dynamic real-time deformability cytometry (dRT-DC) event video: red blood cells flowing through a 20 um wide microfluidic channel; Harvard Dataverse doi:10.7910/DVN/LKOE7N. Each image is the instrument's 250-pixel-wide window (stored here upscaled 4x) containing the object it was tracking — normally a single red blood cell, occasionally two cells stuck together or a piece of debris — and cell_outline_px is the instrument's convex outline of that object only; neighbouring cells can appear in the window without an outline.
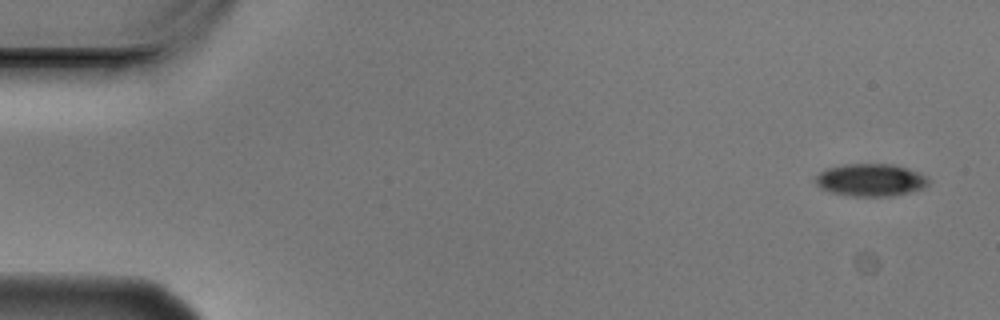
{"species": "Egyptian fruit bat (a non-hibernating species)", "species_latin": "Rousettus aegyptiacus", "temperature_condition": "cold", "stored_images_in_passage": 5, "camera_frame_rate_fps": 3000, "um_per_image_px": 0.085, "animal": {"sex": "male"}, "frame": {"image": 1, "passage_image": 1, "time_ms": 0.0, "image_size_px": [1000, 320], "cell_outline_px": [[932, 180], [924, 188], [892, 196], [852, 196], [832, 192], [820, 188], [812, 180], [820, 172], [828, 168], [844, 164], [892, 164], [908, 168], [920, 172], [928, 176]], "centroid_in_image_um": [74.03, 15.29], "position_along_channel_um": 11.0, "area_um2": 21.62}}
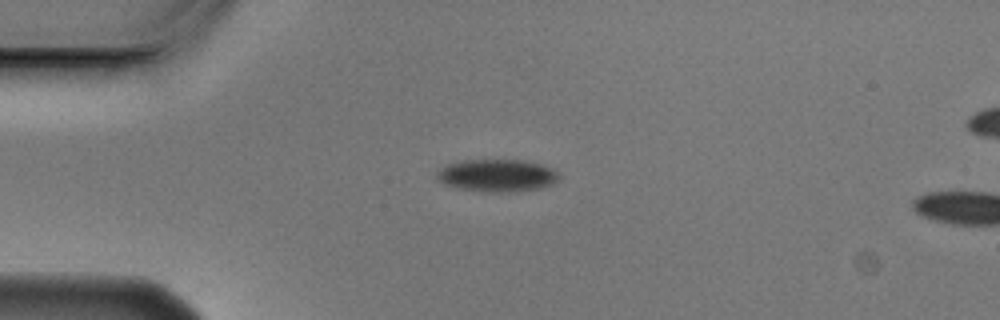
{"frame": {"image": 2, "passage_image": 4, "time_ms": 1.0, "image_size_px": [1000, 320], "cell_outline_px": [[560, 176], [552, 184], [536, 188], [512, 192], [484, 192], [456, 188], [444, 184], [436, 180], [436, 172], [440, 168], [448, 164], [464, 160], [524, 160], [540, 164], [552, 168]], "centroid_in_image_um": [42.19, 14.92], "position_along_channel_um": 42.8, "area_um2": 23.12}}